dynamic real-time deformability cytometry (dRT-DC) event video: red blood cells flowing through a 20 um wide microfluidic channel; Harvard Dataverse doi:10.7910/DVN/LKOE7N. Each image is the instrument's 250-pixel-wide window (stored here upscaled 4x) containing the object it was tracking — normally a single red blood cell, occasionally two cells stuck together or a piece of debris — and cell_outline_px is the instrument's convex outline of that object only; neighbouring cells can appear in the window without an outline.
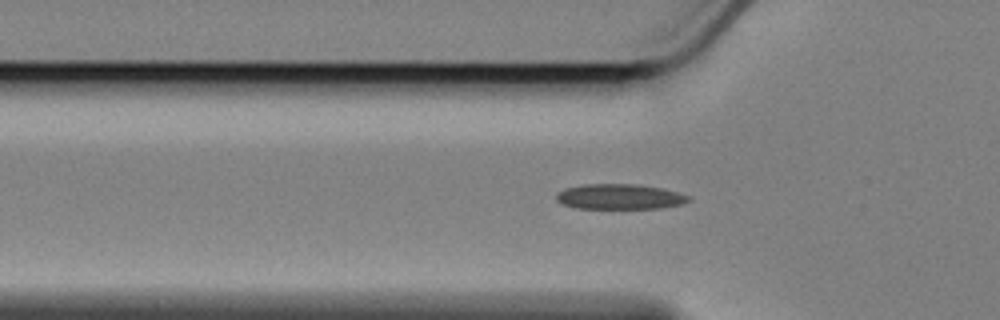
{"species": "Egyptian fruit bat (a non-hibernating species)", "species_latin": "Rousettus aegyptiacus", "temperature_condition": "cold", "stored_images_in_passage": 54, "camera_frame_rate_fps": 3000, "um_per_image_px": 0.085, "animal": {"sex": "female"}, "frame": {"image": 1, "passage_image": 13, "time_ms": 4.0, "image_size_px": [1000, 320], "cell_outline_px": [[692, 200], [684, 204], [660, 208], [576, 208], [564, 204], [556, 200], [556, 192], [564, 188], [584, 184], [636, 184], [664, 188], [692, 196]], "centroid_in_image_um": [52.72, 16.71], "position_along_channel_um": 73.1, "area_um2": 19.71}}
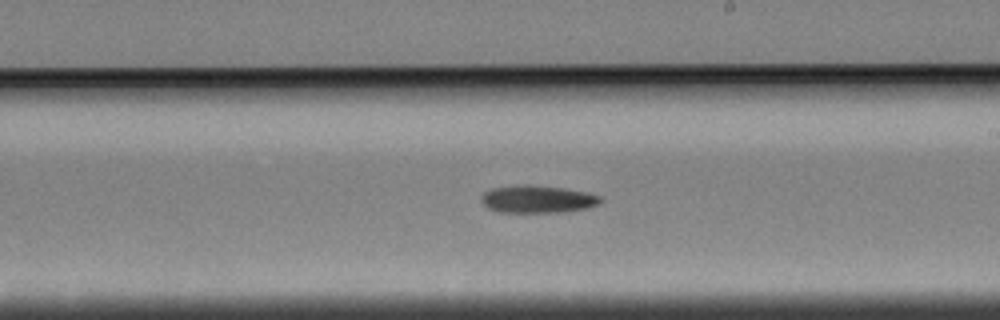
{"frame": {"image": 2, "passage_image": 28, "time_ms": 9.0, "image_size_px": [1000, 320], "cell_outline_px": [[604, 200], [600, 204], [588, 208], [564, 212], [500, 212], [488, 208], [484, 204], [484, 192], [492, 188], [516, 184], [528, 184], [564, 188], [584, 192], [600, 196]], "centroid_in_image_um": [45.74, 16.92], "position_along_channel_um": 243.3, "area_um2": 19.13}}
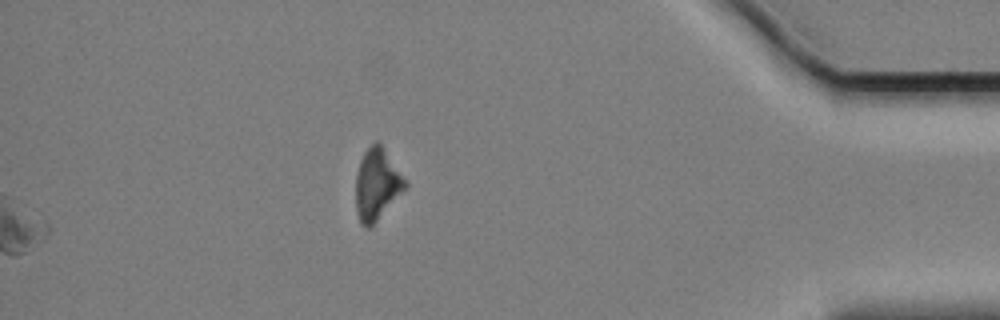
{"frame": {"image": 3, "passage_image": 54, "time_ms": 17.667, "image_size_px": [1000, 320], "cell_outline_px": [[408, 184], [376, 220], [368, 228], [360, 224], [356, 212], [356, 172], [360, 160], [364, 152], [376, 140], [384, 148]], "centroid_in_image_um": [31.99, 15.64], "position_along_channel_um": 403.2, "area_um2": 19.94}}